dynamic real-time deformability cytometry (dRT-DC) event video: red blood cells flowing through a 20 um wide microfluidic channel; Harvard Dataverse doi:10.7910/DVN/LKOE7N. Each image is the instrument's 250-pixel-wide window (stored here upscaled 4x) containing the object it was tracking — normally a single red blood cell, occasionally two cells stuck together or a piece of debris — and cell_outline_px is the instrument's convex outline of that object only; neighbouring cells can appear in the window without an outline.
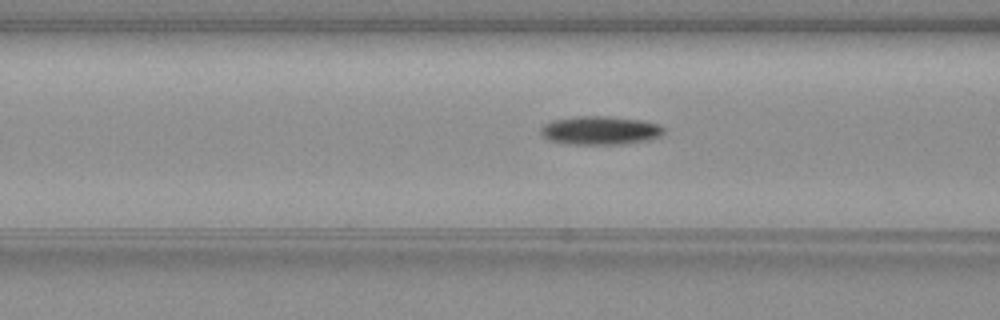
{"species": "common noctule bat (a hibernating species)", "species_latin": "Nyctalus noctula", "temperature_condition": "warm", "stored_images_in_passage": 38, "camera_frame_rate_fps": 3000, "um_per_image_px": 0.085, "animal": {"sex": "female", "body_mass_g": 19.3, "forearm_length_mm": 54.1}, "frame": {"image": 1, "passage_image": 9, "time_ms": 2.667, "image_size_px": [1000, 320], "cell_outline_px": [[664, 132], [660, 136], [648, 140], [624, 144], [568, 144], [548, 140], [540, 132], [540, 128], [544, 124], [552, 120], [576, 116], [608, 116], [644, 120], [660, 124], [664, 128]], "centroid_in_image_um": [51.03, 11.08], "position_along_channel_um": 115.6, "area_um2": 20.69}}
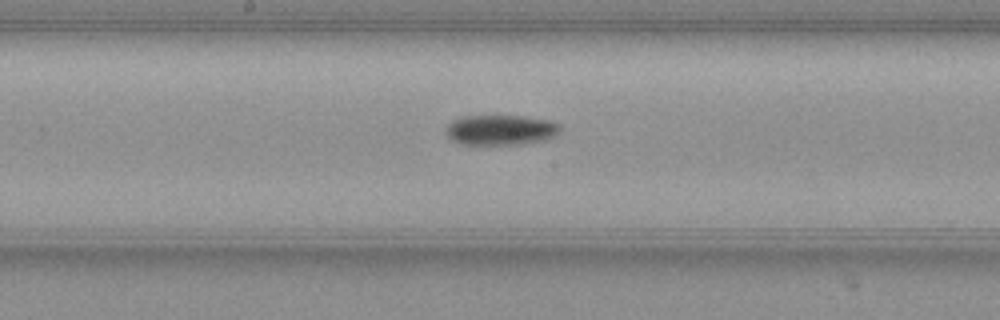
{"frame": {"image": 2, "passage_image": 16, "time_ms": 5.0, "image_size_px": [1000, 320], "cell_outline_px": [[560, 128], [552, 136], [544, 140], [524, 144], [456, 144], [444, 132], [444, 128], [452, 120], [460, 116], [520, 116], [548, 120], [560, 124]], "centroid_in_image_um": [42.47, 11.04], "position_along_channel_um": 205.7, "area_um2": 20.11}}
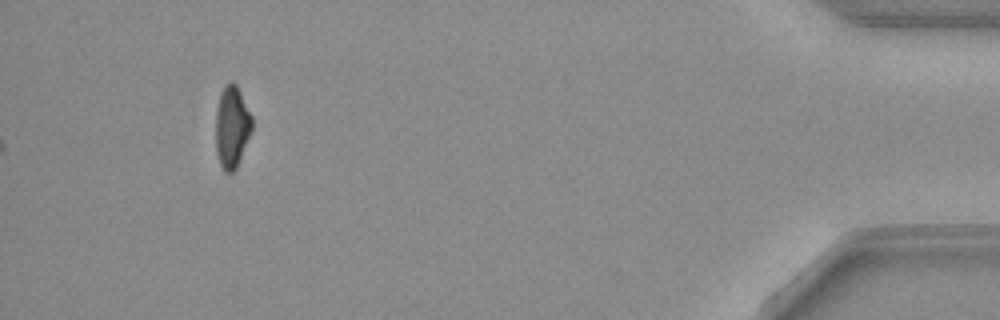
{"frame": {"image": 3, "passage_image": 38, "time_ms": 12.333, "image_size_px": [1000, 320], "cell_outline_px": [[252, 128], [236, 168], [232, 172], [224, 172], [220, 164], [216, 152], [216, 108], [220, 92], [224, 84], [228, 80], [232, 80], [236, 84], [252, 116]], "centroid_in_image_um": [19.69, 10.73], "position_along_channel_um": 415.5, "area_um2": 17.34}, "authors_computed_cell_mechanics": {"area_um2": 19.1896, "velocity_mm_per_s": 3.8556, "shape_relaxation_time_tau1_ms": 4.1289, "shape_relaxation_time_tau2_ms": null, "deformation_change_tau1": 0.1571, "deformation_change_tau2": null}}